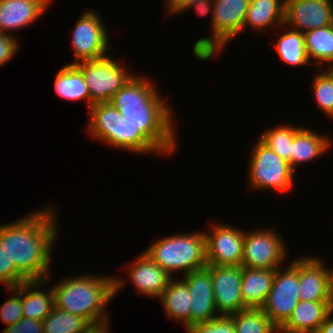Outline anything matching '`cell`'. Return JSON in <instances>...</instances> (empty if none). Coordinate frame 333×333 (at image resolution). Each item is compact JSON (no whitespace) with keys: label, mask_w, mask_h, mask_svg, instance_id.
Segmentation results:
<instances>
[{"label":"cell","mask_w":333,"mask_h":333,"mask_svg":"<svg viewBox=\"0 0 333 333\" xmlns=\"http://www.w3.org/2000/svg\"><path fill=\"white\" fill-rule=\"evenodd\" d=\"M58 212L51 206L0 225V246L9 264L28 280H47L52 264V250L58 233Z\"/></svg>","instance_id":"obj_1"},{"label":"cell","mask_w":333,"mask_h":333,"mask_svg":"<svg viewBox=\"0 0 333 333\" xmlns=\"http://www.w3.org/2000/svg\"><path fill=\"white\" fill-rule=\"evenodd\" d=\"M160 94L153 80L135 73L110 103L125 117L128 125L138 128L166 156L178 149L179 139L173 120L175 112Z\"/></svg>","instance_id":"obj_2"},{"label":"cell","mask_w":333,"mask_h":333,"mask_svg":"<svg viewBox=\"0 0 333 333\" xmlns=\"http://www.w3.org/2000/svg\"><path fill=\"white\" fill-rule=\"evenodd\" d=\"M114 278L85 273L59 279L58 283L55 282L52 286L55 307L84 317L90 323L108 320L110 316L105 311L115 298Z\"/></svg>","instance_id":"obj_3"},{"label":"cell","mask_w":333,"mask_h":333,"mask_svg":"<svg viewBox=\"0 0 333 333\" xmlns=\"http://www.w3.org/2000/svg\"><path fill=\"white\" fill-rule=\"evenodd\" d=\"M144 253L172 278L176 272L184 276L207 266L204 230L159 237Z\"/></svg>","instance_id":"obj_4"},{"label":"cell","mask_w":333,"mask_h":333,"mask_svg":"<svg viewBox=\"0 0 333 333\" xmlns=\"http://www.w3.org/2000/svg\"><path fill=\"white\" fill-rule=\"evenodd\" d=\"M250 0H213L211 36L196 40L192 47L193 56L199 61L217 56L225 46L235 40L243 30V23ZM235 38V39H234Z\"/></svg>","instance_id":"obj_5"},{"label":"cell","mask_w":333,"mask_h":333,"mask_svg":"<svg viewBox=\"0 0 333 333\" xmlns=\"http://www.w3.org/2000/svg\"><path fill=\"white\" fill-rule=\"evenodd\" d=\"M251 153L247 176L250 189L286 193L294 187L295 171L290 164L259 139L253 145Z\"/></svg>","instance_id":"obj_6"},{"label":"cell","mask_w":333,"mask_h":333,"mask_svg":"<svg viewBox=\"0 0 333 333\" xmlns=\"http://www.w3.org/2000/svg\"><path fill=\"white\" fill-rule=\"evenodd\" d=\"M117 58L106 56L98 60L76 63L89 87L90 107L94 103L110 102L112 97L134 75Z\"/></svg>","instance_id":"obj_7"},{"label":"cell","mask_w":333,"mask_h":333,"mask_svg":"<svg viewBox=\"0 0 333 333\" xmlns=\"http://www.w3.org/2000/svg\"><path fill=\"white\" fill-rule=\"evenodd\" d=\"M293 260L276 269L272 288L261 307L278 329L289 319L299 302V257Z\"/></svg>","instance_id":"obj_8"},{"label":"cell","mask_w":333,"mask_h":333,"mask_svg":"<svg viewBox=\"0 0 333 333\" xmlns=\"http://www.w3.org/2000/svg\"><path fill=\"white\" fill-rule=\"evenodd\" d=\"M266 228L245 231L242 267L251 269H278L283 267L287 257L286 241L281 238V234H278L275 229Z\"/></svg>","instance_id":"obj_9"},{"label":"cell","mask_w":333,"mask_h":333,"mask_svg":"<svg viewBox=\"0 0 333 333\" xmlns=\"http://www.w3.org/2000/svg\"><path fill=\"white\" fill-rule=\"evenodd\" d=\"M99 15L97 11L90 9L77 19L71 37V46L74 50L72 57L75 61L68 64L98 60L108 56L106 53L110 46V37Z\"/></svg>","instance_id":"obj_10"},{"label":"cell","mask_w":333,"mask_h":333,"mask_svg":"<svg viewBox=\"0 0 333 333\" xmlns=\"http://www.w3.org/2000/svg\"><path fill=\"white\" fill-rule=\"evenodd\" d=\"M227 224L216 222L204 231L207 264L241 266L245 232Z\"/></svg>","instance_id":"obj_11"},{"label":"cell","mask_w":333,"mask_h":333,"mask_svg":"<svg viewBox=\"0 0 333 333\" xmlns=\"http://www.w3.org/2000/svg\"><path fill=\"white\" fill-rule=\"evenodd\" d=\"M126 265H128L125 267L128 268L126 269V273L129 279H122V277L116 278L115 276V297L118 296L117 294L123 289L122 286H125L127 283L126 280H130L135 290H137V294L145 295L148 298L159 299L169 281L172 279L167 272L144 252Z\"/></svg>","instance_id":"obj_12"},{"label":"cell","mask_w":333,"mask_h":333,"mask_svg":"<svg viewBox=\"0 0 333 333\" xmlns=\"http://www.w3.org/2000/svg\"><path fill=\"white\" fill-rule=\"evenodd\" d=\"M214 303L219 315L230 316L247 309L243 304L242 266L210 265Z\"/></svg>","instance_id":"obj_13"},{"label":"cell","mask_w":333,"mask_h":333,"mask_svg":"<svg viewBox=\"0 0 333 333\" xmlns=\"http://www.w3.org/2000/svg\"><path fill=\"white\" fill-rule=\"evenodd\" d=\"M333 0H285L284 25L302 33L329 26Z\"/></svg>","instance_id":"obj_14"},{"label":"cell","mask_w":333,"mask_h":333,"mask_svg":"<svg viewBox=\"0 0 333 333\" xmlns=\"http://www.w3.org/2000/svg\"><path fill=\"white\" fill-rule=\"evenodd\" d=\"M321 258L306 254L299 257V301H330L332 268Z\"/></svg>","instance_id":"obj_15"},{"label":"cell","mask_w":333,"mask_h":333,"mask_svg":"<svg viewBox=\"0 0 333 333\" xmlns=\"http://www.w3.org/2000/svg\"><path fill=\"white\" fill-rule=\"evenodd\" d=\"M181 278L187 284L192 296L190 325L207 322L220 316L214 303L211 271L207 267L194 270Z\"/></svg>","instance_id":"obj_16"},{"label":"cell","mask_w":333,"mask_h":333,"mask_svg":"<svg viewBox=\"0 0 333 333\" xmlns=\"http://www.w3.org/2000/svg\"><path fill=\"white\" fill-rule=\"evenodd\" d=\"M51 1L0 0V32L13 35L12 30L17 31L30 26L43 16L49 4H52Z\"/></svg>","instance_id":"obj_17"},{"label":"cell","mask_w":333,"mask_h":333,"mask_svg":"<svg viewBox=\"0 0 333 333\" xmlns=\"http://www.w3.org/2000/svg\"><path fill=\"white\" fill-rule=\"evenodd\" d=\"M329 301H299L279 333H316L331 312Z\"/></svg>","instance_id":"obj_18"},{"label":"cell","mask_w":333,"mask_h":333,"mask_svg":"<svg viewBox=\"0 0 333 333\" xmlns=\"http://www.w3.org/2000/svg\"><path fill=\"white\" fill-rule=\"evenodd\" d=\"M331 136L319 134L305 126L294 134L291 143V168L296 172L298 165L316 161L328 153L332 144ZM316 159V160H315Z\"/></svg>","instance_id":"obj_19"},{"label":"cell","mask_w":333,"mask_h":333,"mask_svg":"<svg viewBox=\"0 0 333 333\" xmlns=\"http://www.w3.org/2000/svg\"><path fill=\"white\" fill-rule=\"evenodd\" d=\"M285 20V0H250L243 23L244 28L263 31L283 27Z\"/></svg>","instance_id":"obj_20"},{"label":"cell","mask_w":333,"mask_h":333,"mask_svg":"<svg viewBox=\"0 0 333 333\" xmlns=\"http://www.w3.org/2000/svg\"><path fill=\"white\" fill-rule=\"evenodd\" d=\"M49 278L22 283L23 318L43 321L55 307L52 285L50 289H41L49 285Z\"/></svg>","instance_id":"obj_21"},{"label":"cell","mask_w":333,"mask_h":333,"mask_svg":"<svg viewBox=\"0 0 333 333\" xmlns=\"http://www.w3.org/2000/svg\"><path fill=\"white\" fill-rule=\"evenodd\" d=\"M276 269L242 267L241 294L247 308H261L272 288Z\"/></svg>","instance_id":"obj_22"},{"label":"cell","mask_w":333,"mask_h":333,"mask_svg":"<svg viewBox=\"0 0 333 333\" xmlns=\"http://www.w3.org/2000/svg\"><path fill=\"white\" fill-rule=\"evenodd\" d=\"M88 134L110 145L118 135L119 111L110 102L94 103L88 110Z\"/></svg>","instance_id":"obj_23"},{"label":"cell","mask_w":333,"mask_h":333,"mask_svg":"<svg viewBox=\"0 0 333 333\" xmlns=\"http://www.w3.org/2000/svg\"><path fill=\"white\" fill-rule=\"evenodd\" d=\"M178 279V280H177ZM172 278L159 298L165 316L176 322L180 321L186 328L190 325L191 300L187 284L179 278Z\"/></svg>","instance_id":"obj_24"},{"label":"cell","mask_w":333,"mask_h":333,"mask_svg":"<svg viewBox=\"0 0 333 333\" xmlns=\"http://www.w3.org/2000/svg\"><path fill=\"white\" fill-rule=\"evenodd\" d=\"M54 89L58 97L68 101H84L90 108L89 87L84 76L75 64H65L56 73Z\"/></svg>","instance_id":"obj_25"},{"label":"cell","mask_w":333,"mask_h":333,"mask_svg":"<svg viewBox=\"0 0 333 333\" xmlns=\"http://www.w3.org/2000/svg\"><path fill=\"white\" fill-rule=\"evenodd\" d=\"M284 27L288 30L286 29V33L284 30L279 35L277 43L274 44L278 57L283 63L292 67L308 66L312 62L307 56L303 33L283 25Z\"/></svg>","instance_id":"obj_26"},{"label":"cell","mask_w":333,"mask_h":333,"mask_svg":"<svg viewBox=\"0 0 333 333\" xmlns=\"http://www.w3.org/2000/svg\"><path fill=\"white\" fill-rule=\"evenodd\" d=\"M304 42L307 56L316 66H322L323 63L333 68V31L331 26L314 29L304 32ZM322 63V64H320Z\"/></svg>","instance_id":"obj_27"},{"label":"cell","mask_w":333,"mask_h":333,"mask_svg":"<svg viewBox=\"0 0 333 333\" xmlns=\"http://www.w3.org/2000/svg\"><path fill=\"white\" fill-rule=\"evenodd\" d=\"M125 117L119 113V127L117 138L109 145L134 154H162L138 129L126 123Z\"/></svg>","instance_id":"obj_28"},{"label":"cell","mask_w":333,"mask_h":333,"mask_svg":"<svg viewBox=\"0 0 333 333\" xmlns=\"http://www.w3.org/2000/svg\"><path fill=\"white\" fill-rule=\"evenodd\" d=\"M230 316L235 333H278V328L261 308H247Z\"/></svg>","instance_id":"obj_29"},{"label":"cell","mask_w":333,"mask_h":333,"mask_svg":"<svg viewBox=\"0 0 333 333\" xmlns=\"http://www.w3.org/2000/svg\"><path fill=\"white\" fill-rule=\"evenodd\" d=\"M300 128V126L294 127L291 124L274 126L273 128L265 129L264 133L260 134L259 140L291 166V143L294 134Z\"/></svg>","instance_id":"obj_30"},{"label":"cell","mask_w":333,"mask_h":333,"mask_svg":"<svg viewBox=\"0 0 333 333\" xmlns=\"http://www.w3.org/2000/svg\"><path fill=\"white\" fill-rule=\"evenodd\" d=\"M90 322L56 307L43 320V333H80Z\"/></svg>","instance_id":"obj_31"},{"label":"cell","mask_w":333,"mask_h":333,"mask_svg":"<svg viewBox=\"0 0 333 333\" xmlns=\"http://www.w3.org/2000/svg\"><path fill=\"white\" fill-rule=\"evenodd\" d=\"M320 70L312 82L315 103L326 117L333 120V68Z\"/></svg>","instance_id":"obj_32"},{"label":"cell","mask_w":333,"mask_h":333,"mask_svg":"<svg viewBox=\"0 0 333 333\" xmlns=\"http://www.w3.org/2000/svg\"><path fill=\"white\" fill-rule=\"evenodd\" d=\"M13 292L11 297L2 303L0 307V319L7 326L13 325L23 318L22 310V284L13 288H7ZM13 295V296H12Z\"/></svg>","instance_id":"obj_33"},{"label":"cell","mask_w":333,"mask_h":333,"mask_svg":"<svg viewBox=\"0 0 333 333\" xmlns=\"http://www.w3.org/2000/svg\"><path fill=\"white\" fill-rule=\"evenodd\" d=\"M187 333H235L233 318L220 315L207 322L195 323L187 326Z\"/></svg>","instance_id":"obj_34"},{"label":"cell","mask_w":333,"mask_h":333,"mask_svg":"<svg viewBox=\"0 0 333 333\" xmlns=\"http://www.w3.org/2000/svg\"><path fill=\"white\" fill-rule=\"evenodd\" d=\"M28 281L13 264H9L5 250L0 246V283L13 288Z\"/></svg>","instance_id":"obj_35"},{"label":"cell","mask_w":333,"mask_h":333,"mask_svg":"<svg viewBox=\"0 0 333 333\" xmlns=\"http://www.w3.org/2000/svg\"><path fill=\"white\" fill-rule=\"evenodd\" d=\"M20 42L15 35L0 32V67L6 65L17 54Z\"/></svg>","instance_id":"obj_36"},{"label":"cell","mask_w":333,"mask_h":333,"mask_svg":"<svg viewBox=\"0 0 333 333\" xmlns=\"http://www.w3.org/2000/svg\"><path fill=\"white\" fill-rule=\"evenodd\" d=\"M3 333H43V321L22 318L13 325L7 326Z\"/></svg>","instance_id":"obj_37"},{"label":"cell","mask_w":333,"mask_h":333,"mask_svg":"<svg viewBox=\"0 0 333 333\" xmlns=\"http://www.w3.org/2000/svg\"><path fill=\"white\" fill-rule=\"evenodd\" d=\"M201 1V0H166V12L167 15H179L186 11L187 7L190 5ZM171 13V14H170Z\"/></svg>","instance_id":"obj_38"},{"label":"cell","mask_w":333,"mask_h":333,"mask_svg":"<svg viewBox=\"0 0 333 333\" xmlns=\"http://www.w3.org/2000/svg\"><path fill=\"white\" fill-rule=\"evenodd\" d=\"M191 8L195 9V13L199 14L200 16H206L209 14V16L211 15V22L212 23V17H213V0H201L198 1L192 5H190L189 7H187V11L190 10Z\"/></svg>","instance_id":"obj_39"},{"label":"cell","mask_w":333,"mask_h":333,"mask_svg":"<svg viewBox=\"0 0 333 333\" xmlns=\"http://www.w3.org/2000/svg\"><path fill=\"white\" fill-rule=\"evenodd\" d=\"M109 319L105 321H99L90 323L87 325V327L81 331L80 333H110V327L109 325Z\"/></svg>","instance_id":"obj_40"},{"label":"cell","mask_w":333,"mask_h":333,"mask_svg":"<svg viewBox=\"0 0 333 333\" xmlns=\"http://www.w3.org/2000/svg\"><path fill=\"white\" fill-rule=\"evenodd\" d=\"M316 333H333V310L329 313L324 323L319 327Z\"/></svg>","instance_id":"obj_41"},{"label":"cell","mask_w":333,"mask_h":333,"mask_svg":"<svg viewBox=\"0 0 333 333\" xmlns=\"http://www.w3.org/2000/svg\"><path fill=\"white\" fill-rule=\"evenodd\" d=\"M330 306L331 310H333V268L330 276Z\"/></svg>","instance_id":"obj_42"},{"label":"cell","mask_w":333,"mask_h":333,"mask_svg":"<svg viewBox=\"0 0 333 333\" xmlns=\"http://www.w3.org/2000/svg\"><path fill=\"white\" fill-rule=\"evenodd\" d=\"M330 26H331L332 31H333V18H332V21H331V23H330Z\"/></svg>","instance_id":"obj_43"}]
</instances>
